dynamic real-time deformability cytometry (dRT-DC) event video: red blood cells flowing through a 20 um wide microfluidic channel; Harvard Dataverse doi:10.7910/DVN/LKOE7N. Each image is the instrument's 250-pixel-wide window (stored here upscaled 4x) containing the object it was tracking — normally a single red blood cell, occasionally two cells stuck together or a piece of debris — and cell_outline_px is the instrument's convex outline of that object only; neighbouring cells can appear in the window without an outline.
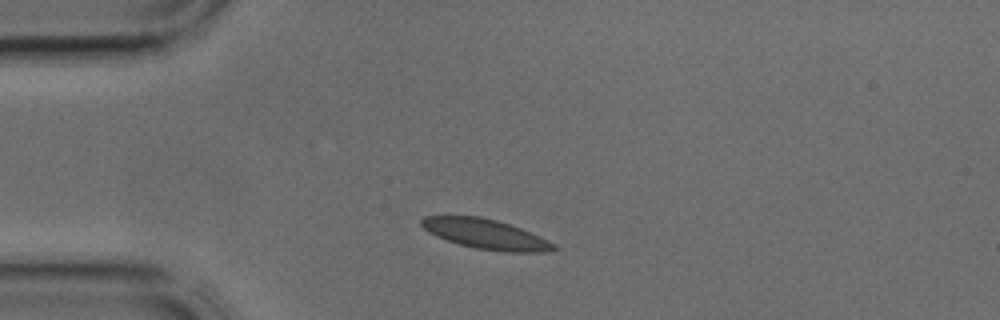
{"species": "common noctule bat (a hibernating species)", "species_latin": "Nyctalus noctula", "temperature_condition": "cold", "stored_images_in_passage": 2, "camera_frame_rate_fps": 3000, "um_per_image_px": 0.085, "animal": {"sex": "male", "body_mass_g": 17.9, "forearm_length_mm": 54.2}, "frame": {"image": 1, "passage_image": 1, "time_ms": 0.0, "image_size_px": [1000, 320], "cell_outline_px": [[560, 248], [544, 252], [504, 252], [476, 248], [460, 244], [448, 240], [428, 232], [420, 224], [420, 220], [424, 216], [480, 216], [496, 220], [520, 228], [540, 236], [556, 244]], "centroid_in_image_um": [41.31, 19.9], "position_along_channel_um": 43.7, "area_um2": 22.89}}